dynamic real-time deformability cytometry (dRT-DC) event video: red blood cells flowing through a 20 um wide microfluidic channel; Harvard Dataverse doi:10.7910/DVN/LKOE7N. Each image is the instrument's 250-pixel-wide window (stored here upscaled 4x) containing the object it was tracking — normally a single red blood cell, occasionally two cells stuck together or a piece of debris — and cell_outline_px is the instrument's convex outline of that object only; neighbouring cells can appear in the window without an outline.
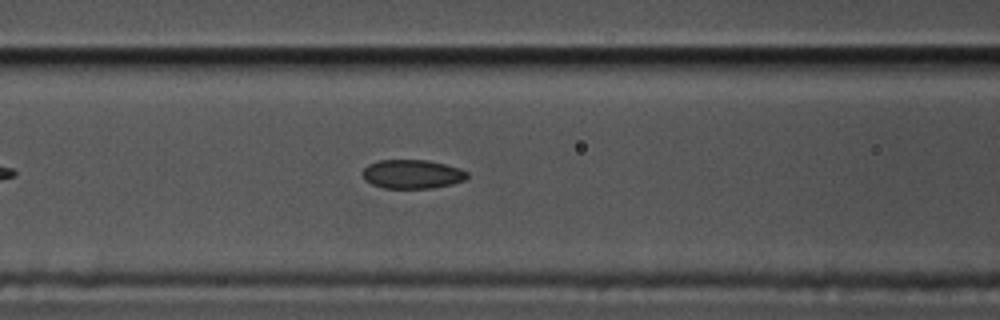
{"species": "common noctule bat (a hibernating species)", "species_latin": "Nyctalus noctula", "temperature_condition": "cold", "stored_images_in_passage": 42, "camera_frame_rate_fps": 3000, "um_per_image_px": 0.085, "animal": {"sex": "male", "body_mass_g": 17.5, "forearm_length_mm": 52.3}, "frame": {"image": 1, "passage_image": 13, "time_ms": 4.0, "image_size_px": [1000, 320], "cell_outline_px": [[468, 176], [464, 180], [452, 184], [432, 188], [384, 188], [372, 184], [364, 180], [360, 172], [368, 164], [380, 160], [428, 160], [460, 168], [468, 172]], "centroid_in_image_um": [35.01, 14.8], "position_along_channel_um": 131.6, "area_um2": 17.74}}
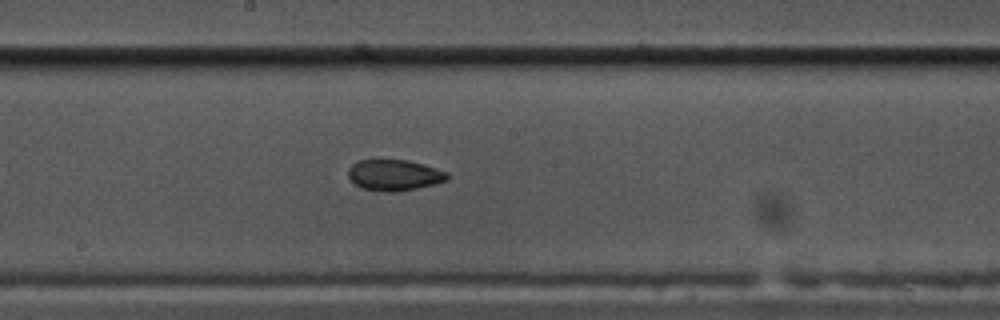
{"frame": {"image": 2, "passage_image": 20, "time_ms": 6.333, "image_size_px": [1000, 320], "cell_outline_px": [[448, 180], [416, 188], [396, 192], [388, 192], [360, 188], [352, 184], [348, 180], [348, 168], [352, 164], [360, 160], [408, 160], [424, 164], [448, 172]], "centroid_in_image_um": [33.46, 14.89], "position_along_channel_um": 214.7, "area_um2": 18.03}}
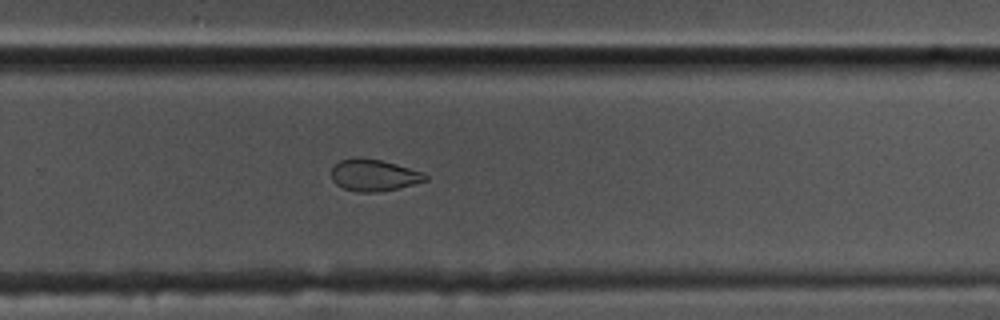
{"frame": {"image": 3, "passage_image": 27, "time_ms": 8.667, "image_size_px": [1000, 320], "cell_outline_px": [[428, 180], [396, 188], [376, 192], [356, 192], [344, 188], [336, 184], [332, 180], [332, 168], [340, 160], [352, 156], [360, 156], [380, 160], [396, 164], [424, 172], [428, 176]], "centroid_in_image_um": [31.76, 14.87], "position_along_channel_um": 298.0, "area_um2": 17.46}, "authors_computed_cell_mechanics": {"area_um2": 18.207, "velocity_mm_per_s": 3.5705, "shape_relaxation_time_tau1_ms": null, "shape_relaxation_time_tau2_ms": 4.577, "deformation_change_tau1": null, "deformation_change_tau2": 0.0801}}